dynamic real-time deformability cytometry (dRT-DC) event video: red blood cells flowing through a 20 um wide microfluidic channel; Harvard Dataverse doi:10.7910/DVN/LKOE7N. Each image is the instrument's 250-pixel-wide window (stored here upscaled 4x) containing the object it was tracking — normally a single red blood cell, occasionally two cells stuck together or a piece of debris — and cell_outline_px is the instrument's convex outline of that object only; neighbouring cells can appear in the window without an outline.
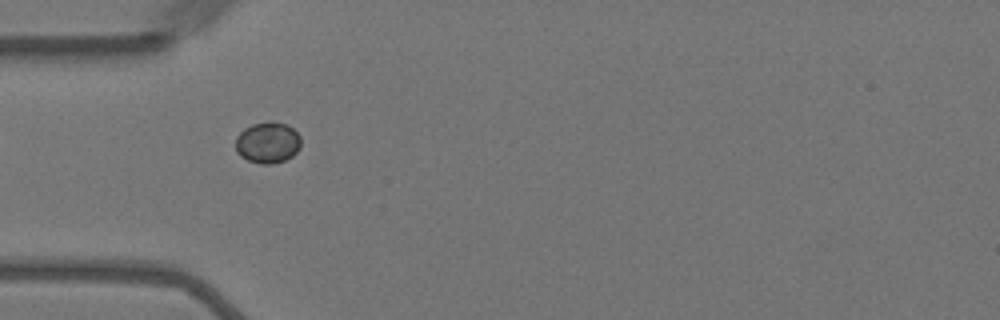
{"species": "Egyptian fruit bat (a non-hibernating species)", "species_latin": "Rousettus aegyptiacus", "temperature_condition": "warm", "stored_images_in_passage": 19, "camera_frame_rate_fps": 3000, "um_per_image_px": 0.085, "animal": {"sex": "female"}, "frame": {"image": 1, "passage_image": 1, "time_ms": 0.0, "image_size_px": [1000, 320], "cell_outline_px": [[300, 148], [292, 156], [284, 160], [272, 164], [260, 164], [248, 160], [240, 156], [236, 152], [236, 136], [244, 128], [252, 124], [268, 120], [272, 120], [288, 124], [300, 136]], "centroid_in_image_um": [22.74, 12.1], "position_along_channel_um": 62.3, "area_um2": 15.95}}
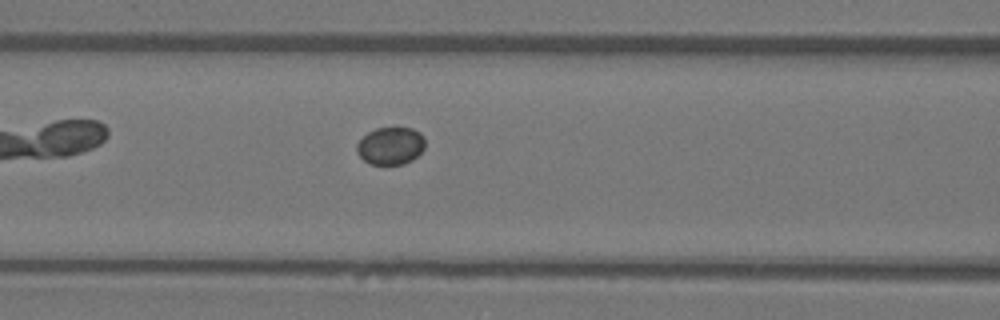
{"frame": {"image": 2, "passage_image": 7, "time_ms": 2.0, "image_size_px": [1000, 320], "cell_outline_px": [[424, 148], [412, 160], [404, 164], [384, 168], [368, 164], [356, 152], [356, 144], [368, 132], [376, 128], [412, 128], [420, 132], [424, 136]], "centroid_in_image_um": [33.17, 12.45], "position_along_channel_um": 133.4, "area_um2": 15.43}}
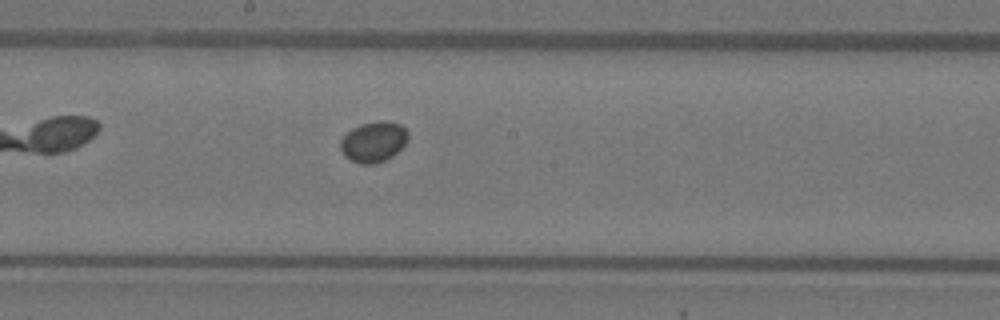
{"frame": {"image": 3, "passage_image": 14, "time_ms": 4.333, "image_size_px": [1000, 320], "cell_outline_px": [[408, 136], [404, 144], [392, 156], [376, 164], [360, 164], [344, 156], [340, 148], [340, 140], [352, 128], [360, 124], [380, 120], [384, 120], [400, 124], [408, 132]], "centroid_in_image_um": [31.73, 12.04], "position_along_channel_um": 216.5, "area_um2": 15.9}}